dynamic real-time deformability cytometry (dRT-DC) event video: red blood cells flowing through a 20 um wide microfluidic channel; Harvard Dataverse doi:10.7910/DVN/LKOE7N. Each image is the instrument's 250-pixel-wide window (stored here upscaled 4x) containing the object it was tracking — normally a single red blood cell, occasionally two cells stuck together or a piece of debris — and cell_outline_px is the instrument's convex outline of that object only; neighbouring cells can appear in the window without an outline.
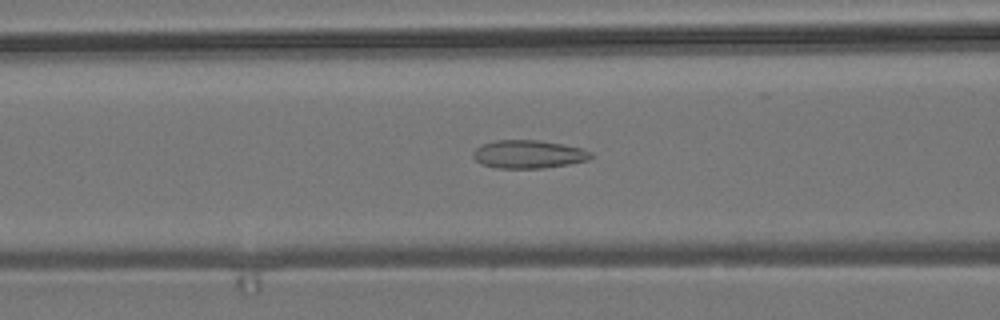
{"species": "common noctule bat (a hibernating species)", "species_latin": "Nyctalus noctula", "temperature_condition": "room temperature", "stored_images_in_passage": 52, "camera_frame_rate_fps": 3000, "um_per_image_px": 0.085, "animal": {"sex": "male", "body_mass_g": 19.2, "forearm_length_mm": 51.8}, "frame": {"image": 1, "passage_image": 19, "time_ms": 6.0, "image_size_px": [1000, 320], "cell_outline_px": [[592, 156], [588, 160], [568, 164], [544, 168], [496, 168], [480, 164], [472, 156], [472, 152], [476, 148], [484, 144], [496, 140], [536, 140], [560, 144], [580, 148], [592, 152]], "centroid_in_image_um": [44.88, 13.12], "position_along_channel_um": 121.7, "area_um2": 19.19}}
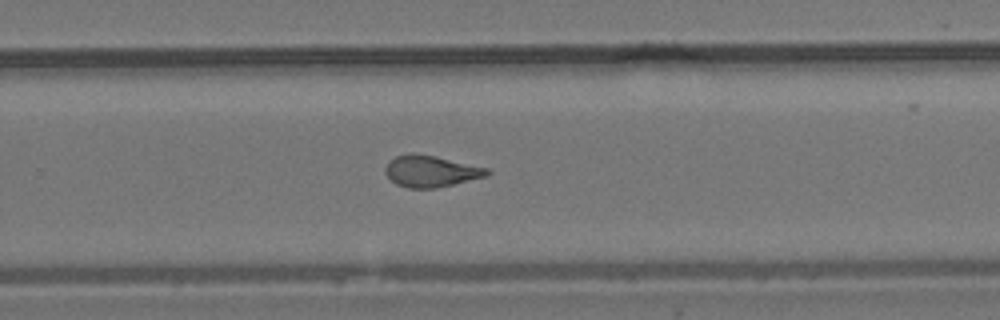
{"frame": {"image": 2, "passage_image": 33, "time_ms": 10.667, "image_size_px": [1000, 320], "cell_outline_px": [[492, 172], [488, 176], [436, 188], [408, 188], [396, 184], [384, 172], [384, 168], [396, 156], [412, 152], [416, 152], [436, 156], [488, 168]], "centroid_in_image_um": [36.65, 14.55], "position_along_channel_um": 293.2, "area_um2": 18.73}}
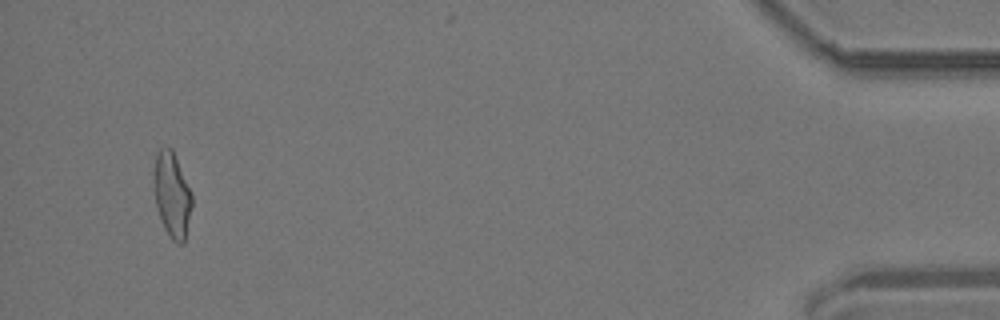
{"frame": {"image": 3, "passage_image": 50, "time_ms": 16.333, "image_size_px": [1000, 320], "cell_outline_px": [[192, 204], [184, 244], [176, 244], [172, 240], [164, 228], [156, 204], [152, 172], [156, 152], [160, 148], [172, 148], [192, 192]], "centroid_in_image_um": [14.61, 16.54], "position_along_channel_um": 420.6, "area_um2": 19.07}, "authors_computed_cell_mechanics": {"area_um2": 19.0451, "velocity_mm_per_s": 3.6916, "shape_relaxation_time_tau1_ms": null, "shape_relaxation_time_tau2_ms": 1.2329, "deformation_change_tau1": null, "deformation_change_tau2": 0.0861}}